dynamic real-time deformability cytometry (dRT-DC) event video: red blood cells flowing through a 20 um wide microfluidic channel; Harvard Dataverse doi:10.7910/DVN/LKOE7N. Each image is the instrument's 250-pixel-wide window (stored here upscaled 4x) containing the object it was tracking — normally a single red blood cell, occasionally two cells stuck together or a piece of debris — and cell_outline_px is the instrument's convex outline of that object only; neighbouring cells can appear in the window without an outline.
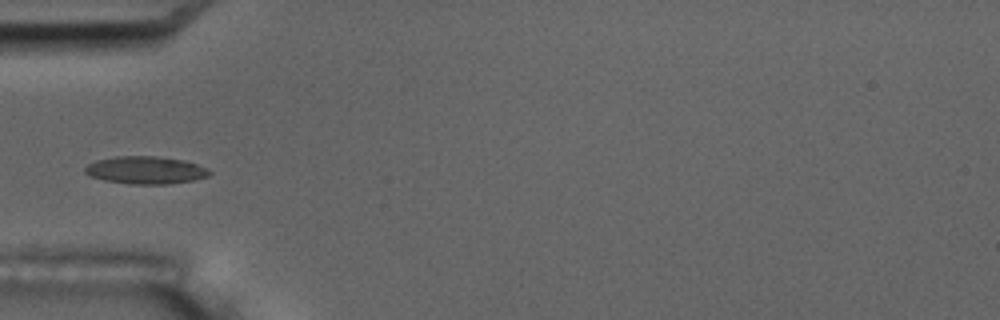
{"species": "common noctule bat (a hibernating species)", "species_latin": "Nyctalus noctula", "temperature_condition": "room temperature", "stored_images_in_passage": 9, "camera_frame_rate_fps": 3000, "um_per_image_px": 0.085, "animal": {"sex": "male", "body_mass_g": 17.5, "forearm_length_mm": 52.3}, "frame": {"image": 1, "passage_image": 6, "time_ms": 5.667, "image_size_px": [1000, 320], "cell_outline_px": [[212, 172], [208, 176], [192, 180], [168, 184], [132, 184], [104, 180], [88, 176], [84, 172], [84, 168], [88, 164], [96, 160], [116, 156], [156, 156], [184, 160], [208, 168]], "centroid_in_image_um": [12.35, 14.46], "position_along_channel_um": 72.6, "area_um2": 20.06}}
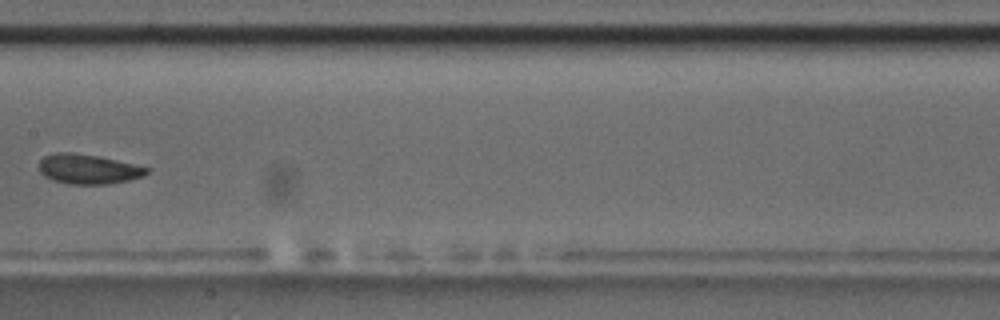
{"frame": {"image": 2, "passage_image": 9, "time_ms": 9.333, "image_size_px": [1000, 320], "cell_outline_px": [[152, 168], [144, 176], [128, 180], [108, 184], [68, 184], [52, 180], [44, 176], [40, 172], [40, 160], [44, 156], [56, 152], [76, 152], [100, 156]], "centroid_in_image_um": [7.51, 14.36], "position_along_channel_um": 199.9, "area_um2": 18.9}}